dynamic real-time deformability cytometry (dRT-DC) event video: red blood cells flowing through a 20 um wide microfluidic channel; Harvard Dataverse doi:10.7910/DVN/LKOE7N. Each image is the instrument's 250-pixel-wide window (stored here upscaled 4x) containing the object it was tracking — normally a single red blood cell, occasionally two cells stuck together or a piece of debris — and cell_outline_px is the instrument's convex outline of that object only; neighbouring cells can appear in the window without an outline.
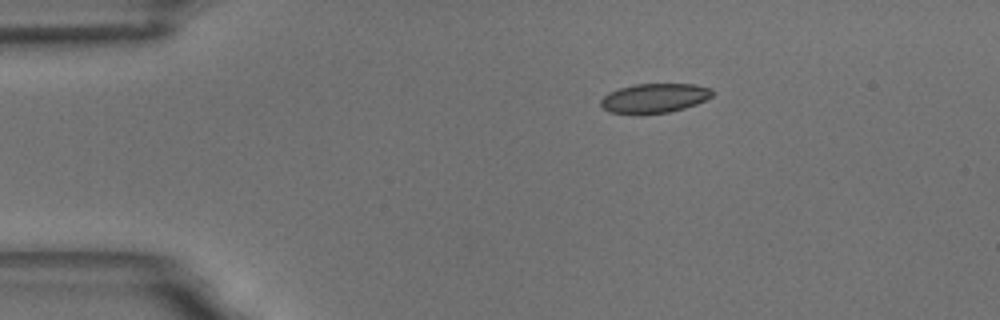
{"species": "common noctule bat (a hibernating species)", "species_latin": "Nyctalus noctula", "temperature_condition": "room temperature", "stored_images_in_passage": 48, "camera_frame_rate_fps": 3000, "um_per_image_px": 0.085, "animal": {"sex": "male", "body_mass_g": 18.8}, "frame": {"image": 1, "passage_image": 1, "time_ms": 0.0, "image_size_px": [1000, 320], "cell_outline_px": [[712, 96], [696, 104], [684, 108], [668, 112], [640, 116], [608, 112], [600, 104], [600, 100], [608, 92], [620, 88], [636, 84], [692, 84], [712, 88]], "centroid_in_image_um": [55.57, 8.37], "position_along_channel_um": 29.4, "area_um2": 19.42}}
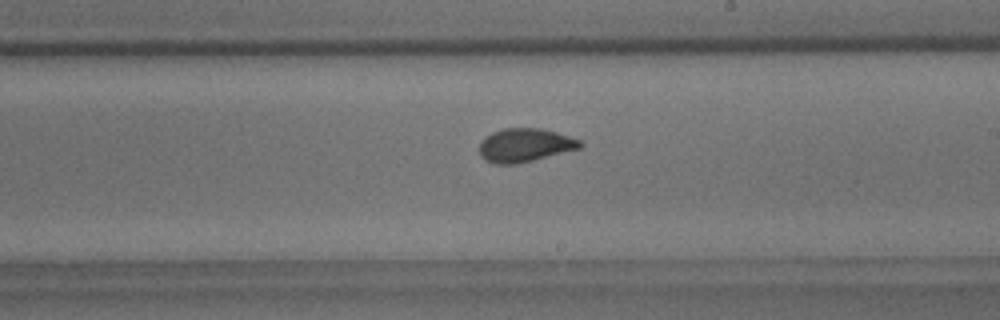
{"frame": {"image": 2, "passage_image": 24, "time_ms": 7.667, "image_size_px": [1000, 320], "cell_outline_px": [[584, 144], [580, 148], [516, 164], [492, 164], [484, 160], [480, 156], [480, 140], [484, 136], [492, 132], [504, 128], [540, 128], [556, 132], [580, 140]], "centroid_in_image_um": [44.56, 12.34], "position_along_channel_um": 244.4, "area_um2": 19.71}}
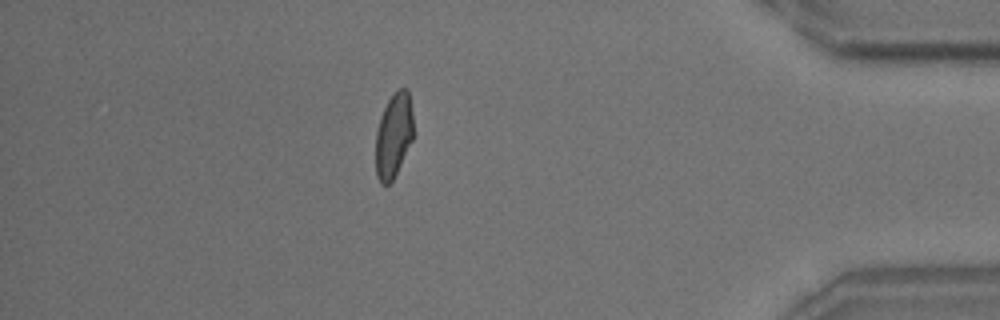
{"frame": {"image": 3, "passage_image": 41, "time_ms": 13.333, "image_size_px": [1000, 320], "cell_outline_px": [[412, 140], [392, 180], [388, 184], [380, 184], [376, 176], [376, 132], [380, 116], [388, 100], [396, 88], [408, 88], [412, 112]], "centroid_in_image_um": [33.44, 11.47], "position_along_channel_um": 401.8, "area_um2": 18.44}, "authors_computed_cell_mechanics": {"area_um2": 19.4497, "velocity_mm_per_s": 3.4909, "shape_relaxation_time_tau1_ms": 4.8934, "shape_relaxation_time_tau2_ms": 1.0276, "deformation_change_tau1": 0.1388, "deformation_change_tau2": 0.06}}